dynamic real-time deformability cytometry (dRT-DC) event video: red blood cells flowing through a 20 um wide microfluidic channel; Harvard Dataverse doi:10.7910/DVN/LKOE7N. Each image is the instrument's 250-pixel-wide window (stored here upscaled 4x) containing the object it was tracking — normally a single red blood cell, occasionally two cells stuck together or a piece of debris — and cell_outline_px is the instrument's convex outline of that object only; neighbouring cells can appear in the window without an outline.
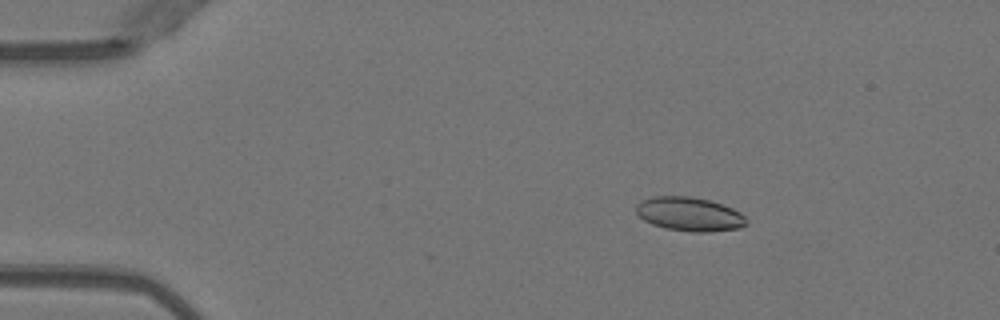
{"species": "Egyptian fruit bat (a non-hibernating species)", "species_latin": "Rousettus aegyptiacus", "temperature_condition": "warm", "stored_images_in_passage": 41, "camera_frame_rate_fps": 3000, "um_per_image_px": 0.085, "animal": {"sex": "female"}, "frame": {"image": 1, "passage_image": 8, "time_ms": 2.333, "image_size_px": [1000, 320], "cell_outline_px": [[748, 224], [740, 228], [708, 232], [692, 232], [664, 228], [652, 224], [644, 220], [636, 212], [636, 204], [640, 200], [652, 196], [692, 196], [708, 200], [732, 208], [740, 212], [748, 220]], "centroid_in_image_um": [58.59, 18.2], "position_along_channel_um": 26.4, "area_um2": 21.96}}
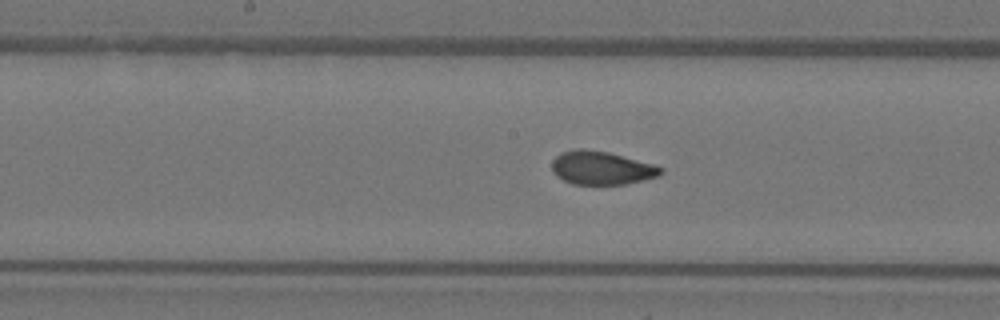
{"frame": {"image": 2, "passage_image": 26, "time_ms": 8.333, "image_size_px": [1000, 320], "cell_outline_px": [[664, 172], [660, 176], [624, 184], [572, 184], [556, 176], [552, 168], [552, 160], [560, 152], [576, 148], [584, 148], [608, 152], [652, 164], [664, 168]], "centroid_in_image_um": [51.11, 14.26], "position_along_channel_um": 197.1, "area_um2": 21.21}}
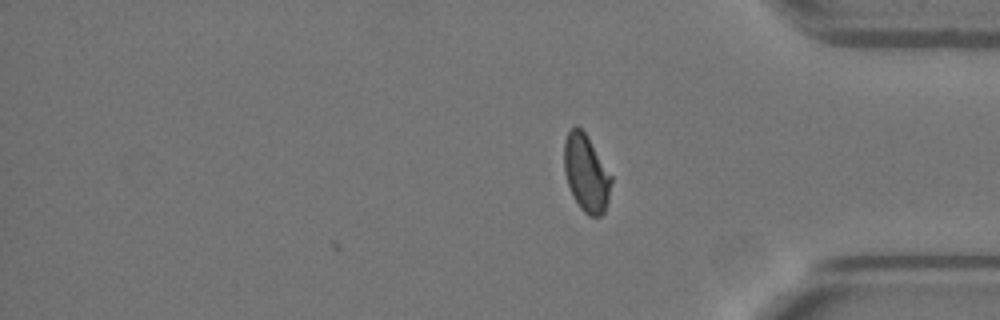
{"frame": {"image": 3, "passage_image": 41, "time_ms": 13.333, "image_size_px": [1000, 320], "cell_outline_px": [[612, 180], [608, 200], [604, 212], [600, 216], [588, 216], [580, 208], [568, 184], [564, 172], [564, 140], [568, 132], [576, 124], [584, 132], [612, 176]], "centroid_in_image_um": [49.82, 14.72], "position_along_channel_um": 385.4, "area_um2": 20.87}, "authors_computed_cell_mechanics": {"area_um2": 21.675, "velocity_mm_per_s": 4.0113, "shape_relaxation_time_tau1_ms": null, "shape_relaxation_time_tau2_ms": 0.6738, "deformation_change_tau1": null, "deformation_change_tau2": 0.0653}}